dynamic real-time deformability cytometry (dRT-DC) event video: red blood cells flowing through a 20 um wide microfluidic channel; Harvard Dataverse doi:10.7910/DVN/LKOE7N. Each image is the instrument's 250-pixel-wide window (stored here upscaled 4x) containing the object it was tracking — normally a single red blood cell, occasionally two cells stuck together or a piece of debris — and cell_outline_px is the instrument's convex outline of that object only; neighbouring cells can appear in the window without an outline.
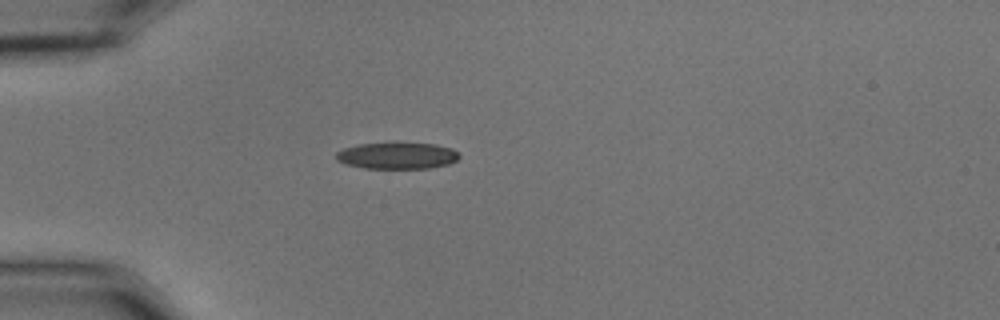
{"species": "common noctule bat (a hibernating species)", "species_latin": "Nyctalus noctula", "temperature_condition": "cold", "stored_images_in_passage": 41, "camera_frame_rate_fps": 3000, "um_per_image_px": 0.085, "animal": {"sex": "male", "body_mass_g": 15.6}, "frame": {"image": 1, "passage_image": 1, "time_ms": 0.0, "image_size_px": [1000, 320], "cell_outline_px": [[460, 156], [456, 160], [448, 164], [428, 168], [364, 168], [344, 164], [336, 160], [336, 152], [344, 148], [356, 144], [396, 140], [436, 144], [452, 148]], "centroid_in_image_um": [33.72, 13.18], "position_along_channel_um": 51.3, "area_um2": 19.88}}
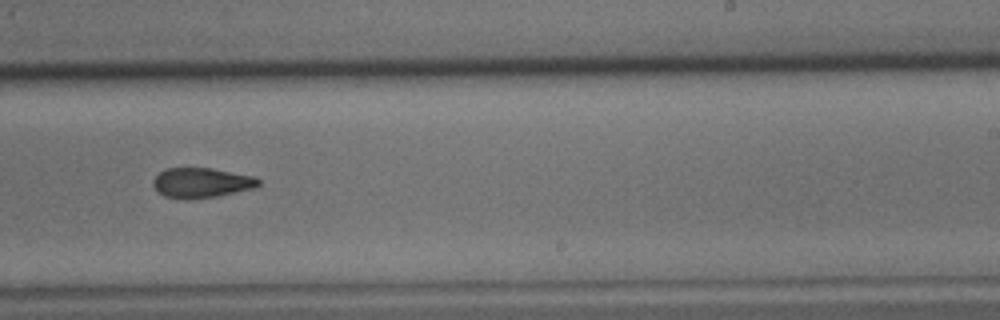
{"frame": {"image": 2, "passage_image": 20, "time_ms": 6.333, "image_size_px": [1000, 320], "cell_outline_px": [[260, 184], [256, 188], [216, 196], [164, 196], [152, 184], [152, 180], [164, 168], [212, 168], [256, 176], [260, 180]], "centroid_in_image_um": [17.2, 15.48], "position_along_channel_um": 271.8, "area_um2": 17.8}}
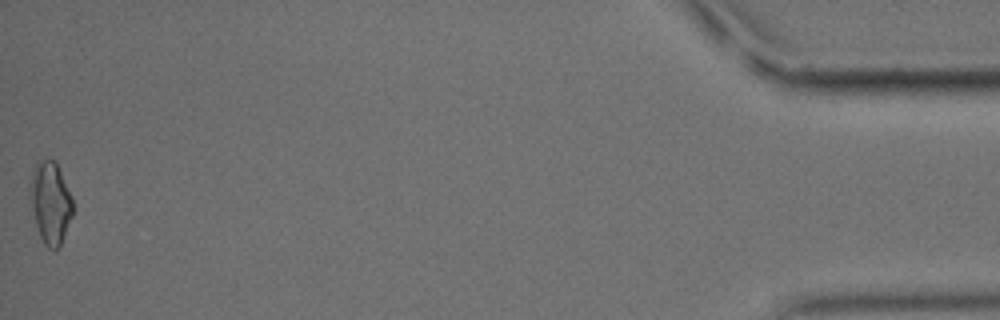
{"frame": {"image": 3, "passage_image": 40, "time_ms": 13.0, "image_size_px": [1000, 320], "cell_outline_px": [[72, 216], [64, 236], [60, 244], [56, 248], [48, 248], [44, 244], [40, 236], [36, 224], [28, 196], [28, 184], [32, 168], [36, 160], [56, 160], [72, 196]], "centroid_in_image_um": [4.25, 17.14], "position_along_channel_um": 431.0, "area_um2": 20.75}, "authors_computed_cell_mechanics": {"area_um2": 19.074, "velocity_mm_per_s": 3.6979, "shape_relaxation_time_tau1_ms": 9.9135, "shape_relaxation_time_tau2_ms": 4.4191, "deformation_change_tau1": 0.1894, "deformation_change_tau2": 0.113}}